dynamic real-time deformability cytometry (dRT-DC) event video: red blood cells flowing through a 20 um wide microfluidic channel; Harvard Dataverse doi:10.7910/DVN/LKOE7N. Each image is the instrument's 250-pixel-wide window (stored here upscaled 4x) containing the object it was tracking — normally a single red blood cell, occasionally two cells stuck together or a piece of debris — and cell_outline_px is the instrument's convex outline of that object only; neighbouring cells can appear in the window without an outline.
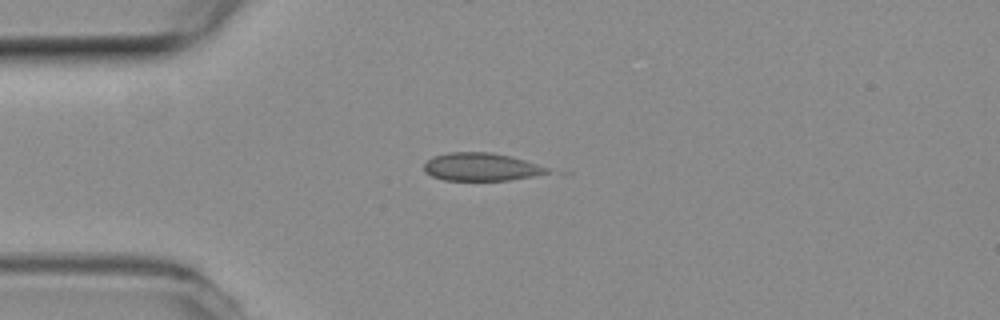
{"species": "common noctule bat (a hibernating species)", "species_latin": "Nyctalus noctula", "temperature_condition": "room temperature", "stored_images_in_passage": 41, "camera_frame_rate_fps": 3000, "um_per_image_px": 0.085, "animal": {"sex": "female", "body_mass_g": 19.3, "forearm_length_mm": 54.1}, "frame": {"image": 1, "passage_image": 1, "time_ms": 0.0, "image_size_px": [1000, 320], "cell_outline_px": [[548, 172], [532, 176], [508, 180], [444, 180], [432, 176], [424, 172], [424, 164], [432, 156], [448, 152], [492, 152], [512, 156], [548, 168]], "centroid_in_image_um": [40.83, 14.17], "position_along_channel_um": 44.2, "area_um2": 19.94}}
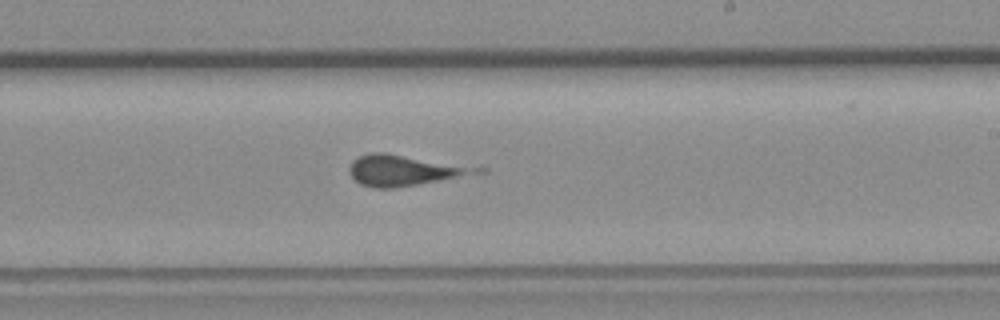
{"frame": {"image": 2, "passage_image": 19, "time_ms": 6.0, "image_size_px": [1000, 320], "cell_outline_px": [[464, 172], [456, 176], [416, 184], [392, 188], [376, 188], [360, 184], [348, 172], [348, 168], [352, 160], [360, 156], [372, 152], [384, 152], [464, 168]], "centroid_in_image_um": [33.81, 14.49], "position_along_channel_um": 255.2, "area_um2": 20.11}}
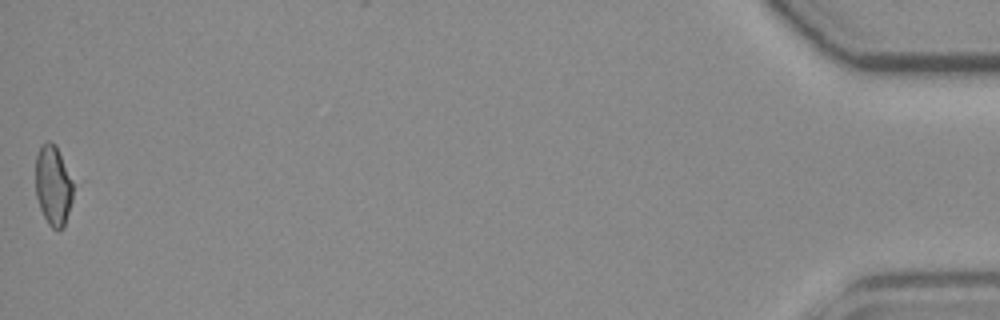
{"frame": {"image": 3, "passage_image": 41, "time_ms": 13.333, "image_size_px": [1000, 320], "cell_outline_px": [[72, 200], [64, 228], [52, 228], [48, 224], [40, 208], [36, 196], [36, 156], [40, 144], [48, 140], [56, 144], [72, 180]], "centroid_in_image_um": [4.51, 15.73], "position_along_channel_um": 430.7, "area_um2": 17.51}}